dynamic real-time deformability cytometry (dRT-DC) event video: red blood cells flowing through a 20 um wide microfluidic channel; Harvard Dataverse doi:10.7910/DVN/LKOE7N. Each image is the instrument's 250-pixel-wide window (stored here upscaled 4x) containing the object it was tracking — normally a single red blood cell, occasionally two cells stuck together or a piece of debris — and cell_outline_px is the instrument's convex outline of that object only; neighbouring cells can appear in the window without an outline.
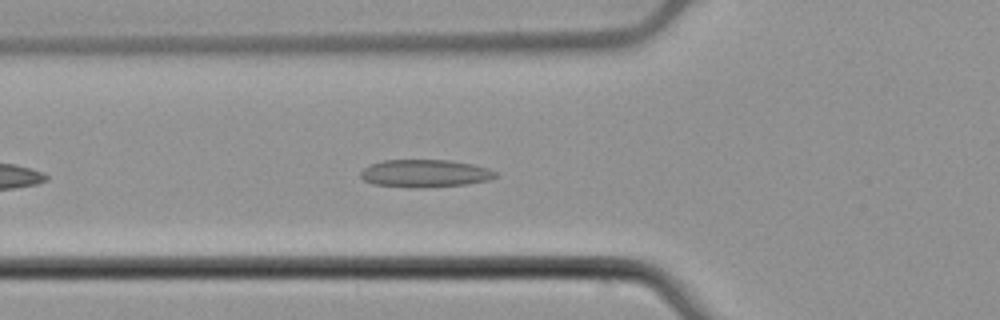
{"species": "common noctule bat (a hibernating species)", "species_latin": "Nyctalus noctula", "temperature_condition": "cold", "stored_images_in_passage": 32, "camera_frame_rate_fps": 3000, "um_per_image_px": 0.085, "animal": {"sex": "male", "body_mass_g": 21.5, "forearm_length_mm": 52.0}, "frame": {"image": 1, "passage_image": 3, "time_ms": 0.667, "image_size_px": [1000, 320], "cell_outline_px": [[496, 176], [488, 180], [468, 184], [424, 188], [408, 188], [372, 184], [364, 180], [360, 176], [360, 172], [368, 164], [384, 160], [448, 160], [472, 164], [488, 168], [496, 172]], "centroid_in_image_um": [36.08, 14.75], "position_along_channel_um": 89.7, "area_um2": 21.96}}
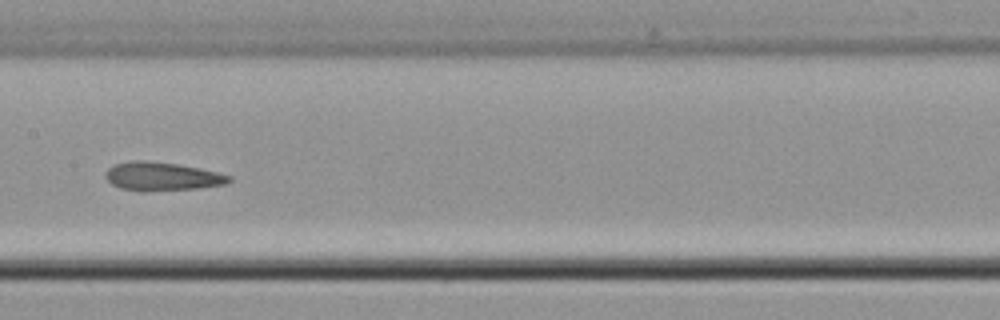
{"frame": {"image": 2, "passage_image": 11, "time_ms": 3.333, "image_size_px": [1000, 320], "cell_outline_px": [[232, 180], [224, 184], [200, 188], [120, 188], [112, 184], [104, 176], [104, 172], [112, 164], [128, 160], [148, 160], [176, 164], [200, 168], [232, 176]], "centroid_in_image_um": [13.75, 14.93], "position_along_channel_um": 193.7, "area_um2": 19.71}}
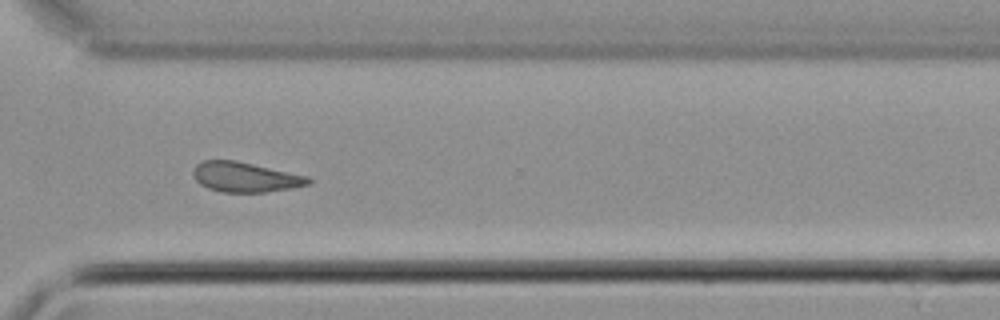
{"frame": {"image": 3, "passage_image": 23, "time_ms": 7.333, "image_size_px": [1000, 320], "cell_outline_px": [[312, 184], [264, 192], [224, 192], [208, 188], [200, 184], [196, 180], [192, 172], [192, 168], [200, 160], [236, 160], [308, 176], [312, 180]], "centroid_in_image_um": [20.82, 15.04], "position_along_channel_um": 349.8, "area_um2": 20.11}, "authors_computed_cell_mechanics": {"area_um2": 20.2011, "velocity_mm_per_s": 3.8927, "shape_relaxation_time_tau1_ms": null, "shape_relaxation_time_tau2_ms": 2.5637, "deformation_change_tau1": null, "deformation_change_tau2": 0.1116}}